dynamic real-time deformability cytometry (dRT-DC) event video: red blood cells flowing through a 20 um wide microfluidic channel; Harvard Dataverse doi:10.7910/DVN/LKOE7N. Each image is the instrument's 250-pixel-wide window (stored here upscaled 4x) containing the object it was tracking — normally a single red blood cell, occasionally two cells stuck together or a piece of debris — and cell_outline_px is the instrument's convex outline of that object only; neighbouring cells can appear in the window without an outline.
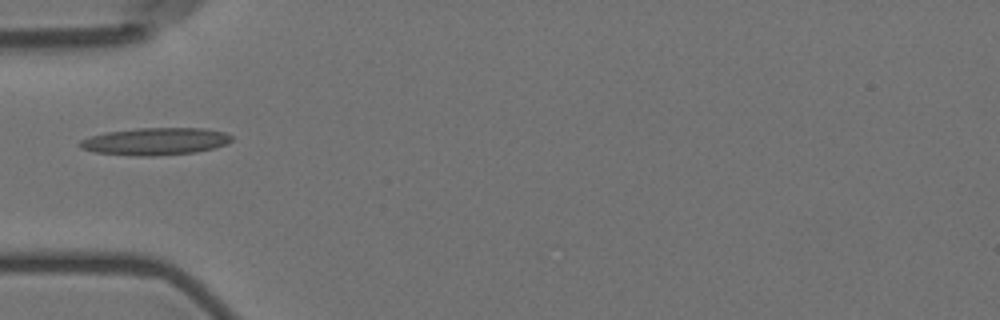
{"species": "Egyptian fruit bat (a non-hibernating species)", "species_latin": "Rousettus aegyptiacus", "temperature_condition": "room temperature", "stored_images_in_passage": 1, "camera_frame_rate_fps": 3000, "um_per_image_px": 0.085, "animal": {"sex": "female"}, "frame": {"image": 1, "passage_image": 1, "time_ms": 0.0, "image_size_px": [1000, 320], "cell_outline_px": [[232, 140], [224, 144], [212, 148], [196, 152], [156, 156], [132, 156], [96, 152], [80, 148], [76, 144], [80, 140], [92, 136], [108, 132], [136, 128], [204, 128], [224, 132], [232, 136]], "centroid_in_image_um": [13.17, 12.02], "position_along_channel_um": 71.8, "area_um2": 24.1}}